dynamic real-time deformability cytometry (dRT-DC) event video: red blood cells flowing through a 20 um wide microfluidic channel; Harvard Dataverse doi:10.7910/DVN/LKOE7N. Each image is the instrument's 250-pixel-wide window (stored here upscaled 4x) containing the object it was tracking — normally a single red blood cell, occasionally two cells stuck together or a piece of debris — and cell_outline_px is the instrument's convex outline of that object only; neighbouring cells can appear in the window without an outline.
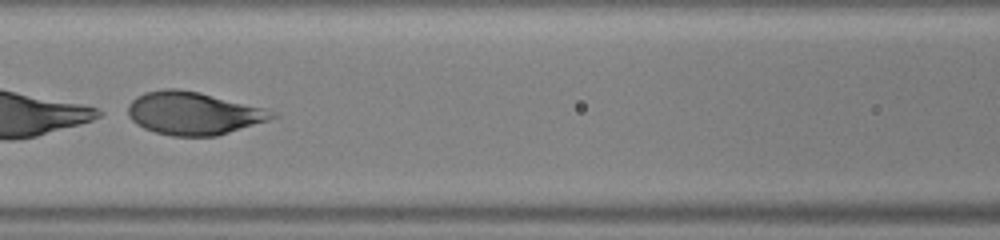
{"species": "human", "species_latin": "Homo sapiens", "temperature_condition": "warm", "stored_images_in_passage": 49, "camera_frame_rate_fps": 3000, "um_per_image_px": 0.085, "donor": {"sex": "male"}, "frame": {"image": 1, "passage_image": 22, "time_ms": 7.0, "image_size_px": [1000, 240], "cell_outline_px": [[280, 116], [268, 120], [216, 136], [172, 136], [156, 132], [144, 128], [136, 124], [128, 116], [128, 104], [136, 96], [144, 92], [164, 88], [176, 88], [200, 92], [264, 108]], "centroid_in_image_um": [16.39, 9.62], "position_along_channel_um": 150.2, "area_um2": 35.89}}
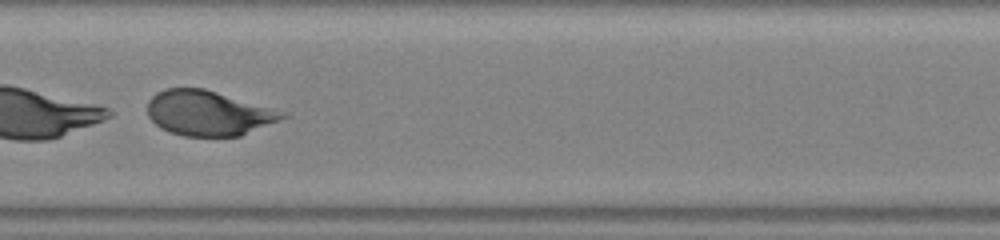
{"frame": {"image": 2, "passage_image": 25, "time_ms": 8.0, "image_size_px": [1000, 240], "cell_outline_px": [[292, 112], [288, 116], [240, 136], [184, 136], [168, 132], [160, 128], [148, 116], [148, 100], [156, 92], [164, 88], [204, 88]], "centroid_in_image_um": [17.75, 9.6], "position_along_channel_um": 189.6, "area_um2": 35.84}}
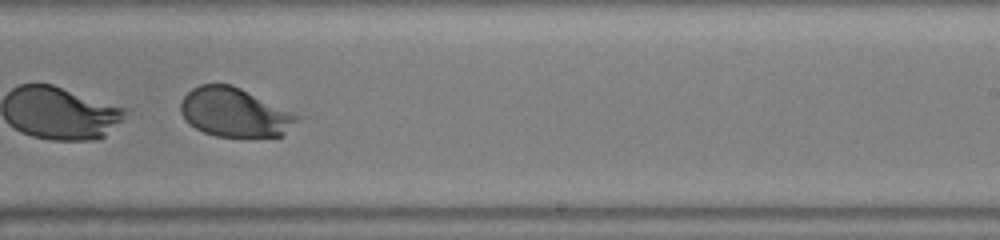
{"frame": {"image": 3, "passage_image": 31, "time_ms": 10.0, "image_size_px": [1000, 240], "cell_outline_px": [[304, 116], [284, 136], [216, 136], [204, 132], [188, 124], [184, 120], [180, 112], [180, 100], [192, 88], [200, 84], [232, 84]], "centroid_in_image_um": [19.98, 9.55], "position_along_channel_um": 269.0, "area_um2": 33.76}}